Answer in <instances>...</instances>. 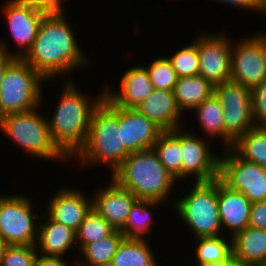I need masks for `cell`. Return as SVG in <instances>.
<instances>
[{
	"instance_id": "1",
	"label": "cell",
	"mask_w": 266,
	"mask_h": 266,
	"mask_svg": "<svg viewBox=\"0 0 266 266\" xmlns=\"http://www.w3.org/2000/svg\"><path fill=\"white\" fill-rule=\"evenodd\" d=\"M64 15L63 12L47 13L41 20L32 47L22 57L47 80L69 73L88 61Z\"/></svg>"
},
{
	"instance_id": "2",
	"label": "cell",
	"mask_w": 266,
	"mask_h": 266,
	"mask_svg": "<svg viewBox=\"0 0 266 266\" xmlns=\"http://www.w3.org/2000/svg\"><path fill=\"white\" fill-rule=\"evenodd\" d=\"M66 84L48 126L53 143L68 159L74 157L84 146L93 110L104 99L105 90L91 101L72 83Z\"/></svg>"
},
{
	"instance_id": "3",
	"label": "cell",
	"mask_w": 266,
	"mask_h": 266,
	"mask_svg": "<svg viewBox=\"0 0 266 266\" xmlns=\"http://www.w3.org/2000/svg\"><path fill=\"white\" fill-rule=\"evenodd\" d=\"M119 186L138 199L168 201L175 179L163 167L154 149L131 152L112 174Z\"/></svg>"
},
{
	"instance_id": "4",
	"label": "cell",
	"mask_w": 266,
	"mask_h": 266,
	"mask_svg": "<svg viewBox=\"0 0 266 266\" xmlns=\"http://www.w3.org/2000/svg\"><path fill=\"white\" fill-rule=\"evenodd\" d=\"M118 128V106L104 97L93 110L87 140L75 156L87 164L107 163L113 174L130 154L121 144Z\"/></svg>"
},
{
	"instance_id": "5",
	"label": "cell",
	"mask_w": 266,
	"mask_h": 266,
	"mask_svg": "<svg viewBox=\"0 0 266 266\" xmlns=\"http://www.w3.org/2000/svg\"><path fill=\"white\" fill-rule=\"evenodd\" d=\"M0 129L19 147L33 156L52 160L66 159V156L53 143L48 120L37 113V107L2 116Z\"/></svg>"
},
{
	"instance_id": "6",
	"label": "cell",
	"mask_w": 266,
	"mask_h": 266,
	"mask_svg": "<svg viewBox=\"0 0 266 266\" xmlns=\"http://www.w3.org/2000/svg\"><path fill=\"white\" fill-rule=\"evenodd\" d=\"M46 79L23 58H15L0 85V118L32 110L41 104V82Z\"/></svg>"
},
{
	"instance_id": "7",
	"label": "cell",
	"mask_w": 266,
	"mask_h": 266,
	"mask_svg": "<svg viewBox=\"0 0 266 266\" xmlns=\"http://www.w3.org/2000/svg\"><path fill=\"white\" fill-rule=\"evenodd\" d=\"M176 201L177 214L190 227L195 238L221 236L217 179L210 182H195L192 191Z\"/></svg>"
},
{
	"instance_id": "8",
	"label": "cell",
	"mask_w": 266,
	"mask_h": 266,
	"mask_svg": "<svg viewBox=\"0 0 266 266\" xmlns=\"http://www.w3.org/2000/svg\"><path fill=\"white\" fill-rule=\"evenodd\" d=\"M214 94L223 110L224 145L231 148L240 136L256 126L252 116L251 89L227 80L214 86Z\"/></svg>"
},
{
	"instance_id": "9",
	"label": "cell",
	"mask_w": 266,
	"mask_h": 266,
	"mask_svg": "<svg viewBox=\"0 0 266 266\" xmlns=\"http://www.w3.org/2000/svg\"><path fill=\"white\" fill-rule=\"evenodd\" d=\"M223 155L219 158L218 179L251 203L266 200V168L241 158L232 148H226Z\"/></svg>"
},
{
	"instance_id": "10",
	"label": "cell",
	"mask_w": 266,
	"mask_h": 266,
	"mask_svg": "<svg viewBox=\"0 0 266 266\" xmlns=\"http://www.w3.org/2000/svg\"><path fill=\"white\" fill-rule=\"evenodd\" d=\"M32 209L27 196H0V237L9 245H36L38 226Z\"/></svg>"
},
{
	"instance_id": "11",
	"label": "cell",
	"mask_w": 266,
	"mask_h": 266,
	"mask_svg": "<svg viewBox=\"0 0 266 266\" xmlns=\"http://www.w3.org/2000/svg\"><path fill=\"white\" fill-rule=\"evenodd\" d=\"M244 40L232 47L230 80L253 89L266 78V34Z\"/></svg>"
},
{
	"instance_id": "12",
	"label": "cell",
	"mask_w": 266,
	"mask_h": 266,
	"mask_svg": "<svg viewBox=\"0 0 266 266\" xmlns=\"http://www.w3.org/2000/svg\"><path fill=\"white\" fill-rule=\"evenodd\" d=\"M211 35L197 38L199 75L216 86L230 80L233 44L225 35Z\"/></svg>"
},
{
	"instance_id": "13",
	"label": "cell",
	"mask_w": 266,
	"mask_h": 266,
	"mask_svg": "<svg viewBox=\"0 0 266 266\" xmlns=\"http://www.w3.org/2000/svg\"><path fill=\"white\" fill-rule=\"evenodd\" d=\"M4 16L8 22L11 36L22 46L23 53H11L15 58H22L32 47L42 18L48 13L36 7L30 0H11L6 2Z\"/></svg>"
},
{
	"instance_id": "14",
	"label": "cell",
	"mask_w": 266,
	"mask_h": 266,
	"mask_svg": "<svg viewBox=\"0 0 266 266\" xmlns=\"http://www.w3.org/2000/svg\"><path fill=\"white\" fill-rule=\"evenodd\" d=\"M206 139L194 133L181 132L182 179L195 175L196 182H210L219 178V158L210 153Z\"/></svg>"
},
{
	"instance_id": "15",
	"label": "cell",
	"mask_w": 266,
	"mask_h": 266,
	"mask_svg": "<svg viewBox=\"0 0 266 266\" xmlns=\"http://www.w3.org/2000/svg\"><path fill=\"white\" fill-rule=\"evenodd\" d=\"M118 123L121 144L131 153L152 149L163 132L136 109L118 107Z\"/></svg>"
},
{
	"instance_id": "16",
	"label": "cell",
	"mask_w": 266,
	"mask_h": 266,
	"mask_svg": "<svg viewBox=\"0 0 266 266\" xmlns=\"http://www.w3.org/2000/svg\"><path fill=\"white\" fill-rule=\"evenodd\" d=\"M111 184L97 192L93 209L97 211L115 230H121L134 202L138 199L129 190L119 186L114 180Z\"/></svg>"
},
{
	"instance_id": "17",
	"label": "cell",
	"mask_w": 266,
	"mask_h": 266,
	"mask_svg": "<svg viewBox=\"0 0 266 266\" xmlns=\"http://www.w3.org/2000/svg\"><path fill=\"white\" fill-rule=\"evenodd\" d=\"M88 200L81 190L61 188L52 196L47 216L77 231L93 208V202Z\"/></svg>"
},
{
	"instance_id": "18",
	"label": "cell",
	"mask_w": 266,
	"mask_h": 266,
	"mask_svg": "<svg viewBox=\"0 0 266 266\" xmlns=\"http://www.w3.org/2000/svg\"><path fill=\"white\" fill-rule=\"evenodd\" d=\"M218 210L223 226L232 238L239 231L249 226L252 203L241 192L234 191L217 179Z\"/></svg>"
},
{
	"instance_id": "19",
	"label": "cell",
	"mask_w": 266,
	"mask_h": 266,
	"mask_svg": "<svg viewBox=\"0 0 266 266\" xmlns=\"http://www.w3.org/2000/svg\"><path fill=\"white\" fill-rule=\"evenodd\" d=\"M121 92L105 91V97L120 108L136 109L154 90L146 67L129 68L121 79Z\"/></svg>"
},
{
	"instance_id": "20",
	"label": "cell",
	"mask_w": 266,
	"mask_h": 266,
	"mask_svg": "<svg viewBox=\"0 0 266 266\" xmlns=\"http://www.w3.org/2000/svg\"><path fill=\"white\" fill-rule=\"evenodd\" d=\"M162 131H172L179 128V119L182 111L179 108L173 91L154 89L138 108Z\"/></svg>"
},
{
	"instance_id": "21",
	"label": "cell",
	"mask_w": 266,
	"mask_h": 266,
	"mask_svg": "<svg viewBox=\"0 0 266 266\" xmlns=\"http://www.w3.org/2000/svg\"><path fill=\"white\" fill-rule=\"evenodd\" d=\"M44 224L38 226V237L36 245L39 246V252L45 256H60L72 248L76 241V231L52 220L49 216L45 218Z\"/></svg>"
},
{
	"instance_id": "22",
	"label": "cell",
	"mask_w": 266,
	"mask_h": 266,
	"mask_svg": "<svg viewBox=\"0 0 266 266\" xmlns=\"http://www.w3.org/2000/svg\"><path fill=\"white\" fill-rule=\"evenodd\" d=\"M232 254L248 266H258L266 258V230L248 226L232 238Z\"/></svg>"
},
{
	"instance_id": "23",
	"label": "cell",
	"mask_w": 266,
	"mask_h": 266,
	"mask_svg": "<svg viewBox=\"0 0 266 266\" xmlns=\"http://www.w3.org/2000/svg\"><path fill=\"white\" fill-rule=\"evenodd\" d=\"M181 111L192 110L214 93V86L202 76L178 77L173 89Z\"/></svg>"
},
{
	"instance_id": "24",
	"label": "cell",
	"mask_w": 266,
	"mask_h": 266,
	"mask_svg": "<svg viewBox=\"0 0 266 266\" xmlns=\"http://www.w3.org/2000/svg\"><path fill=\"white\" fill-rule=\"evenodd\" d=\"M163 167L175 179H182L181 130L163 131L153 145ZM178 178V179H177Z\"/></svg>"
},
{
	"instance_id": "25",
	"label": "cell",
	"mask_w": 266,
	"mask_h": 266,
	"mask_svg": "<svg viewBox=\"0 0 266 266\" xmlns=\"http://www.w3.org/2000/svg\"><path fill=\"white\" fill-rule=\"evenodd\" d=\"M152 253L145 239L124 238L109 266H158Z\"/></svg>"
},
{
	"instance_id": "26",
	"label": "cell",
	"mask_w": 266,
	"mask_h": 266,
	"mask_svg": "<svg viewBox=\"0 0 266 266\" xmlns=\"http://www.w3.org/2000/svg\"><path fill=\"white\" fill-rule=\"evenodd\" d=\"M241 158L266 168V128L255 126L231 147Z\"/></svg>"
},
{
	"instance_id": "27",
	"label": "cell",
	"mask_w": 266,
	"mask_h": 266,
	"mask_svg": "<svg viewBox=\"0 0 266 266\" xmlns=\"http://www.w3.org/2000/svg\"><path fill=\"white\" fill-rule=\"evenodd\" d=\"M158 203L161 202L143 199H137L134 202L127 216L125 226L120 230L126 239H145L143 235L151 232V229H149L152 222L150 208H155L156 205H159Z\"/></svg>"
},
{
	"instance_id": "28",
	"label": "cell",
	"mask_w": 266,
	"mask_h": 266,
	"mask_svg": "<svg viewBox=\"0 0 266 266\" xmlns=\"http://www.w3.org/2000/svg\"><path fill=\"white\" fill-rule=\"evenodd\" d=\"M124 238L119 230H115L110 236L85 245L81 249V253L87 263L80 261L77 266H109Z\"/></svg>"
},
{
	"instance_id": "29",
	"label": "cell",
	"mask_w": 266,
	"mask_h": 266,
	"mask_svg": "<svg viewBox=\"0 0 266 266\" xmlns=\"http://www.w3.org/2000/svg\"><path fill=\"white\" fill-rule=\"evenodd\" d=\"M199 125L204 129L209 137L220 136L224 141V119L223 110L218 97L213 93L199 106L194 108Z\"/></svg>"
},
{
	"instance_id": "30",
	"label": "cell",
	"mask_w": 266,
	"mask_h": 266,
	"mask_svg": "<svg viewBox=\"0 0 266 266\" xmlns=\"http://www.w3.org/2000/svg\"><path fill=\"white\" fill-rule=\"evenodd\" d=\"M115 229L93 208L76 231V242L81 250L85 245L110 236Z\"/></svg>"
},
{
	"instance_id": "31",
	"label": "cell",
	"mask_w": 266,
	"mask_h": 266,
	"mask_svg": "<svg viewBox=\"0 0 266 266\" xmlns=\"http://www.w3.org/2000/svg\"><path fill=\"white\" fill-rule=\"evenodd\" d=\"M196 239L198 240L196 248L198 264L219 262L227 259L232 254V239H230L229 244L222 236Z\"/></svg>"
},
{
	"instance_id": "32",
	"label": "cell",
	"mask_w": 266,
	"mask_h": 266,
	"mask_svg": "<svg viewBox=\"0 0 266 266\" xmlns=\"http://www.w3.org/2000/svg\"><path fill=\"white\" fill-rule=\"evenodd\" d=\"M177 77H189L199 74V54L197 40L176 51L172 57H167Z\"/></svg>"
},
{
	"instance_id": "33",
	"label": "cell",
	"mask_w": 266,
	"mask_h": 266,
	"mask_svg": "<svg viewBox=\"0 0 266 266\" xmlns=\"http://www.w3.org/2000/svg\"><path fill=\"white\" fill-rule=\"evenodd\" d=\"M146 69L154 89L173 91L178 77L167 57L153 60Z\"/></svg>"
},
{
	"instance_id": "34",
	"label": "cell",
	"mask_w": 266,
	"mask_h": 266,
	"mask_svg": "<svg viewBox=\"0 0 266 266\" xmlns=\"http://www.w3.org/2000/svg\"><path fill=\"white\" fill-rule=\"evenodd\" d=\"M36 245H9L0 266H35Z\"/></svg>"
},
{
	"instance_id": "35",
	"label": "cell",
	"mask_w": 266,
	"mask_h": 266,
	"mask_svg": "<svg viewBox=\"0 0 266 266\" xmlns=\"http://www.w3.org/2000/svg\"><path fill=\"white\" fill-rule=\"evenodd\" d=\"M252 116L256 126L266 125V78L251 89Z\"/></svg>"
},
{
	"instance_id": "36",
	"label": "cell",
	"mask_w": 266,
	"mask_h": 266,
	"mask_svg": "<svg viewBox=\"0 0 266 266\" xmlns=\"http://www.w3.org/2000/svg\"><path fill=\"white\" fill-rule=\"evenodd\" d=\"M249 226L266 230V200L252 203Z\"/></svg>"
},
{
	"instance_id": "37",
	"label": "cell",
	"mask_w": 266,
	"mask_h": 266,
	"mask_svg": "<svg viewBox=\"0 0 266 266\" xmlns=\"http://www.w3.org/2000/svg\"><path fill=\"white\" fill-rule=\"evenodd\" d=\"M7 48L8 47H6V44H4V42L1 43L0 41V85L8 68V65L15 59L14 56L9 54L11 52H9Z\"/></svg>"
},
{
	"instance_id": "38",
	"label": "cell",
	"mask_w": 266,
	"mask_h": 266,
	"mask_svg": "<svg viewBox=\"0 0 266 266\" xmlns=\"http://www.w3.org/2000/svg\"><path fill=\"white\" fill-rule=\"evenodd\" d=\"M36 7L51 12H63L61 1L63 0H30Z\"/></svg>"
},
{
	"instance_id": "39",
	"label": "cell",
	"mask_w": 266,
	"mask_h": 266,
	"mask_svg": "<svg viewBox=\"0 0 266 266\" xmlns=\"http://www.w3.org/2000/svg\"><path fill=\"white\" fill-rule=\"evenodd\" d=\"M61 258L60 256L37 255L35 266H70L68 262L65 263L66 261Z\"/></svg>"
},
{
	"instance_id": "40",
	"label": "cell",
	"mask_w": 266,
	"mask_h": 266,
	"mask_svg": "<svg viewBox=\"0 0 266 266\" xmlns=\"http://www.w3.org/2000/svg\"><path fill=\"white\" fill-rule=\"evenodd\" d=\"M217 1V0H216ZM221 3L230 4L234 6H240V8H246L250 10H255L257 12L260 11L261 8V0H218Z\"/></svg>"
},
{
	"instance_id": "41",
	"label": "cell",
	"mask_w": 266,
	"mask_h": 266,
	"mask_svg": "<svg viewBox=\"0 0 266 266\" xmlns=\"http://www.w3.org/2000/svg\"><path fill=\"white\" fill-rule=\"evenodd\" d=\"M197 266H248L244 264L240 259L231 254L227 259L219 262H211L207 264H197Z\"/></svg>"
},
{
	"instance_id": "42",
	"label": "cell",
	"mask_w": 266,
	"mask_h": 266,
	"mask_svg": "<svg viewBox=\"0 0 266 266\" xmlns=\"http://www.w3.org/2000/svg\"><path fill=\"white\" fill-rule=\"evenodd\" d=\"M9 244L0 237V264Z\"/></svg>"
},
{
	"instance_id": "43",
	"label": "cell",
	"mask_w": 266,
	"mask_h": 266,
	"mask_svg": "<svg viewBox=\"0 0 266 266\" xmlns=\"http://www.w3.org/2000/svg\"><path fill=\"white\" fill-rule=\"evenodd\" d=\"M260 13L264 12L266 13V0H261V8H260Z\"/></svg>"
},
{
	"instance_id": "44",
	"label": "cell",
	"mask_w": 266,
	"mask_h": 266,
	"mask_svg": "<svg viewBox=\"0 0 266 266\" xmlns=\"http://www.w3.org/2000/svg\"><path fill=\"white\" fill-rule=\"evenodd\" d=\"M258 266H266V258Z\"/></svg>"
}]
</instances>
